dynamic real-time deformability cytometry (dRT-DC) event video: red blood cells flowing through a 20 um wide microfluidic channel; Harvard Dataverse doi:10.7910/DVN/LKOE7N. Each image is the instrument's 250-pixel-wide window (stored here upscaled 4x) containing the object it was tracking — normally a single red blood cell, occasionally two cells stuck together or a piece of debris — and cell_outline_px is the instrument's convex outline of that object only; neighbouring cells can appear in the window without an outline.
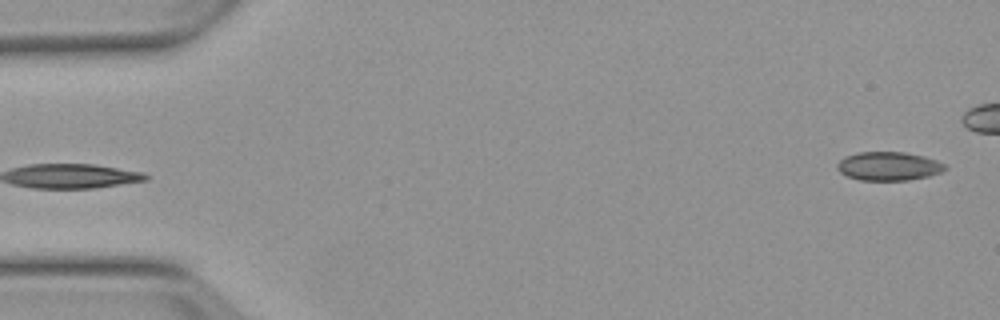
{"species": "Egyptian fruit bat (a non-hibernating species)", "species_latin": "Rousettus aegyptiacus", "temperature_condition": "warm", "stored_images_in_passage": 3, "camera_frame_rate_fps": 3000, "um_per_image_px": 0.085, "animal": {"sex": "female"}, "frame": {"image": 1, "passage_image": 3, "time_ms": 3.333, "image_size_px": [1000, 320], "cell_outline_px": [[948, 168], [940, 172], [928, 176], [908, 180], [860, 180], [848, 176], [840, 172], [836, 168], [836, 164], [844, 156], [860, 152], [904, 152], [924, 156], [936, 160], [944, 164]], "centroid_in_image_um": [75.51, 14.12], "position_along_channel_um": 9.5, "area_um2": 17.98}}